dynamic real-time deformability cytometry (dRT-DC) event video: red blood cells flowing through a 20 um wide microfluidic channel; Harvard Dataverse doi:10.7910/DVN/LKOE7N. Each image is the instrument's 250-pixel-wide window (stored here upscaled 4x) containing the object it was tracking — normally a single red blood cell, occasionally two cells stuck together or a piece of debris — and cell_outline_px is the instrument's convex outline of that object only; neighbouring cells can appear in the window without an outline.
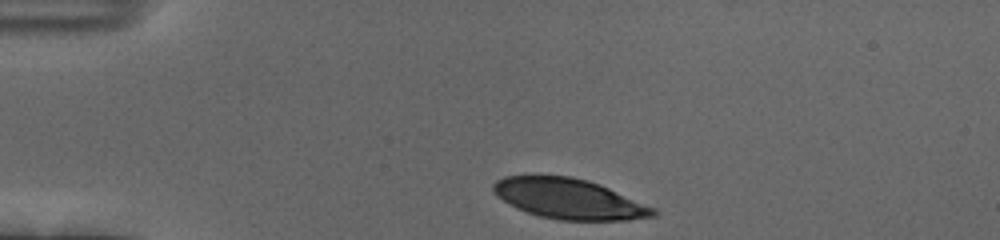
{"species": "human", "species_latin": "Homo sapiens", "temperature_condition": "cold", "stored_images_in_passage": 35, "camera_frame_rate_fps": 3000, "um_per_image_px": 0.085, "donor": {"sex": "female"}, "frame": {"image": 1, "passage_image": 1, "time_ms": 0.0, "image_size_px": [1000, 240], "cell_outline_px": [[660, 212], [656, 216], [628, 220], [560, 220], [540, 216], [516, 208], [508, 204], [496, 196], [492, 188], [492, 184], [496, 180], [504, 176], [572, 176], [588, 180], [600, 184], [656, 208]], "centroid_in_image_um": [48.39, 16.9], "position_along_channel_um": 36.6, "area_um2": 37.69}}
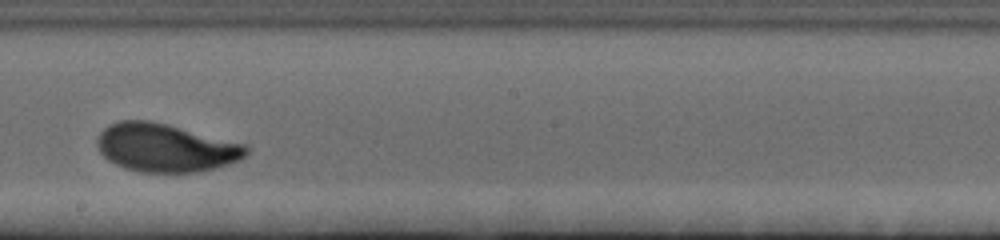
{"frame": {"image": 2, "passage_image": 21, "time_ms": 6.667, "image_size_px": [1000, 240], "cell_outline_px": [[252, 148], [240, 160], [216, 168], [196, 172], [140, 172], [124, 168], [108, 160], [100, 152], [96, 144], [96, 140], [100, 132], [108, 124], [120, 120], [148, 120], [168, 124], [248, 144]], "centroid_in_image_um": [14.1, 12.55], "position_along_channel_um": 234.1, "area_um2": 42.37}}
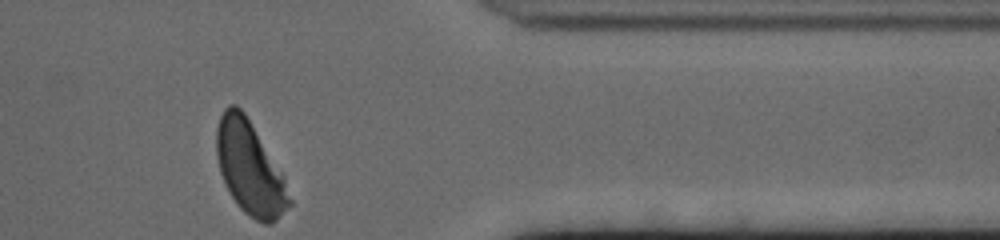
{"frame": {"image": 3, "passage_image": 35, "time_ms": 11.333, "image_size_px": [1000, 240], "cell_outline_px": [[292, 204], [272, 224], [264, 224], [248, 216], [236, 204], [220, 172], [216, 156], [216, 128], [220, 116], [224, 108], [228, 104], [236, 104], [244, 112], [284, 176], [292, 200]], "centroid_in_image_um": [21.23, 14.3], "position_along_channel_um": 390.2, "area_um2": 39.42}, "authors_computed_cell_mechanics": {"area_um2": 41.327, "velocity_mm_per_s": 3.6644, "shape_relaxation_time_tau1_ms": 2.8414, "shape_relaxation_time_tau2_ms": null, "deformation_change_tau1": 0.1696, "deformation_change_tau2": null}}